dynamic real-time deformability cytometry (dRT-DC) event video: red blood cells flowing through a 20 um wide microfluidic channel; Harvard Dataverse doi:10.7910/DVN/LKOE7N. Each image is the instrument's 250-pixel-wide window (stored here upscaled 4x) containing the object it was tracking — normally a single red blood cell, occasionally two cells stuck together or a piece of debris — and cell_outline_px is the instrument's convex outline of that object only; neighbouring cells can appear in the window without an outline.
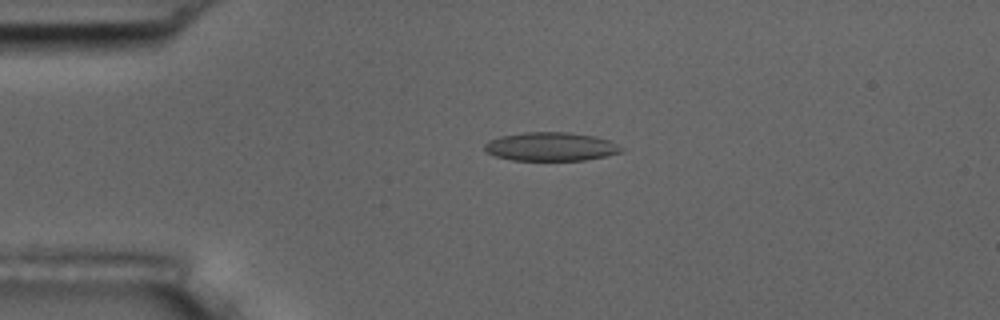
{"species": "common noctule bat (a hibernating species)", "species_latin": "Nyctalus noctula", "temperature_condition": "room temperature", "stored_images_in_passage": 5, "camera_frame_rate_fps": 3000, "um_per_image_px": 0.085, "animal": {"sex": "male", "body_mass_g": 17.5, "forearm_length_mm": 52.3}, "frame": {"image": 1, "passage_image": 4, "time_ms": 3.667, "image_size_px": [1000, 320], "cell_outline_px": [[624, 152], [584, 160], [512, 160], [496, 156], [488, 152], [484, 148], [484, 144], [488, 140], [500, 136], [524, 132], [568, 132], [596, 136], [608, 140], [624, 148]], "centroid_in_image_um": [46.83, 12.45], "position_along_channel_um": 38.2, "area_um2": 22.83}}